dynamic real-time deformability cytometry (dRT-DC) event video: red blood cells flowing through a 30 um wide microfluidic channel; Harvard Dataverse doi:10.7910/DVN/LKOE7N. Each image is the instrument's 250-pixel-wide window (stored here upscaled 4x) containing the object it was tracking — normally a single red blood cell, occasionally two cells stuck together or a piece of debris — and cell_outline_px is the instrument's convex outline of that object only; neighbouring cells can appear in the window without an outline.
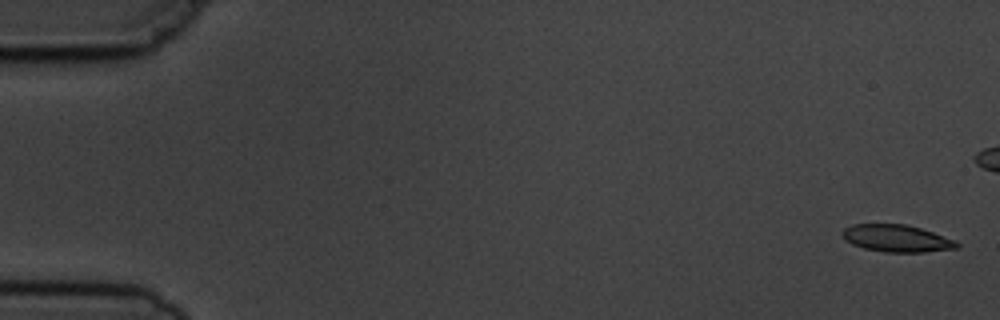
{"species": "common noctule bat (a hibernating species)", "species_latin": "Nyctalus noctula", "temperature_condition": "cold", "stored_images_in_passage": 9, "camera_frame_rate_fps": 3000, "um_per_image_px": 0.085, "animal": {"sex": "male", "body_mass_g": 19.5, "forearm_length_mm": 54.6}, "frame": {"image": 1, "passage_image": 1, "time_ms": 0.0, "image_size_px": [1000, 320], "cell_outline_px": [[960, 244], [956, 248], [924, 252], [884, 252], [864, 248], [852, 244], [844, 240], [840, 232], [844, 228], [852, 224], [908, 224], [956, 240]], "centroid_in_image_um": [76.18, 20.25], "position_along_channel_um": 8.8, "area_um2": 18.21}}
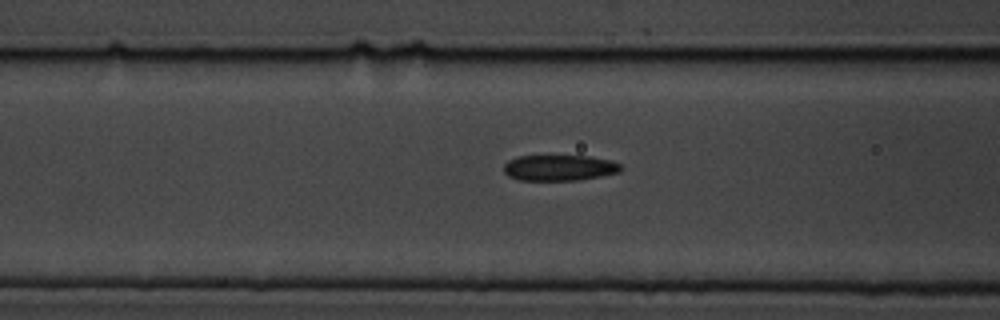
{"frame": {"image": 2, "passage_image": 8, "time_ms": 8.667, "image_size_px": [1000, 320], "cell_outline_px": [[624, 168], [620, 172], [580, 180], [520, 180], [508, 176], [504, 172], [504, 164], [508, 160], [516, 156], [588, 156], [612, 160], [620, 164]], "centroid_in_image_um": [47.56, 14.26], "position_along_channel_um": 119.0, "area_um2": 17.74}}